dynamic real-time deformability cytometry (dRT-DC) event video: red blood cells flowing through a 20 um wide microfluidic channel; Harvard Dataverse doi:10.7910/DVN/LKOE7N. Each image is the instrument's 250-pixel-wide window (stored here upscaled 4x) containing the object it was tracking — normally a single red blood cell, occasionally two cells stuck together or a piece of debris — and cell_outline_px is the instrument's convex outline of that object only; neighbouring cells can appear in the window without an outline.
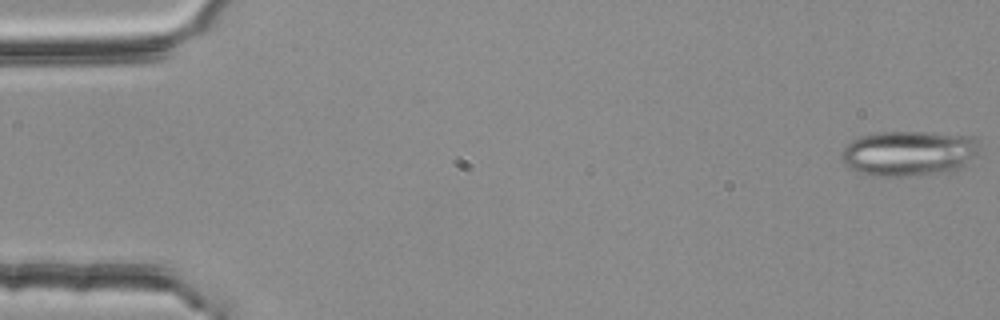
{"species": "common noctule bat (a hibernating species)", "species_latin": "Nyctalus noctula", "temperature_condition": "room temperature", "stored_images_in_passage": 3, "camera_frame_rate_fps": 3000, "um_per_image_px": 0.085, "animal": {"sex": "female", "body_mass_g": 25.1}, "frame": {"image": 1, "passage_image": 1, "time_ms": 0.0, "image_size_px": [1000, 320], "cell_outline_px": [[976, 156], [956, 172], [904, 176], [872, 176], [856, 172], [848, 168], [840, 160], [840, 152], [852, 140], [860, 136], [876, 132], [924, 132], [976, 136]], "centroid_in_image_um": [77.21, 13.05], "position_along_channel_um": 7.8, "area_um2": 36.93}}